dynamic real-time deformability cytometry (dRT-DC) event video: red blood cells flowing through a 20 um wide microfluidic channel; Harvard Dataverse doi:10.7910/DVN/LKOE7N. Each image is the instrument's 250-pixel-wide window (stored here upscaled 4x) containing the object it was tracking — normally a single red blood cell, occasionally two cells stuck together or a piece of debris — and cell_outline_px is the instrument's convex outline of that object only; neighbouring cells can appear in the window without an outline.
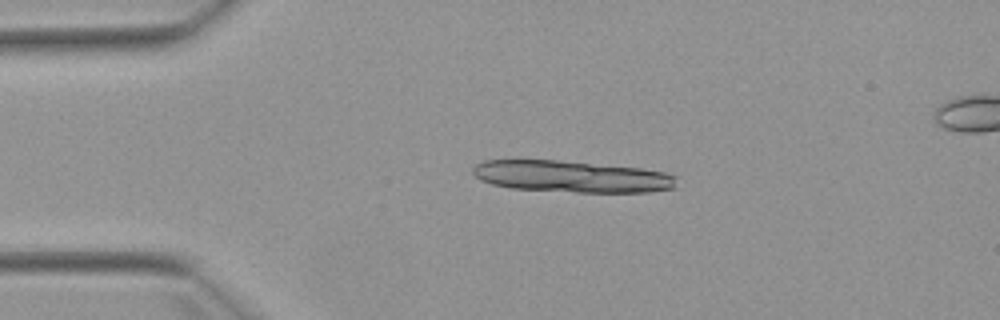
{"species": "Egyptian fruit bat (a non-hibernating species)", "species_latin": "Rousettus aegyptiacus", "temperature_condition": "warm", "stored_images_in_passage": 4, "camera_frame_rate_fps": 3000, "um_per_image_px": 0.085, "animal": {"sex": "female"}, "frame": {"image": 1, "passage_image": 2, "time_ms": 1.0, "image_size_px": [1000, 320], "cell_outline_px": [[676, 188], [648, 192], [576, 192], [512, 188], [492, 184], [480, 180], [472, 172], [472, 168], [476, 164], [484, 160], [556, 160], [640, 168], [664, 172], [676, 176]], "centroid_in_image_um": [48.59, 15.0], "position_along_channel_um": 36.4, "area_um2": 37.51}}